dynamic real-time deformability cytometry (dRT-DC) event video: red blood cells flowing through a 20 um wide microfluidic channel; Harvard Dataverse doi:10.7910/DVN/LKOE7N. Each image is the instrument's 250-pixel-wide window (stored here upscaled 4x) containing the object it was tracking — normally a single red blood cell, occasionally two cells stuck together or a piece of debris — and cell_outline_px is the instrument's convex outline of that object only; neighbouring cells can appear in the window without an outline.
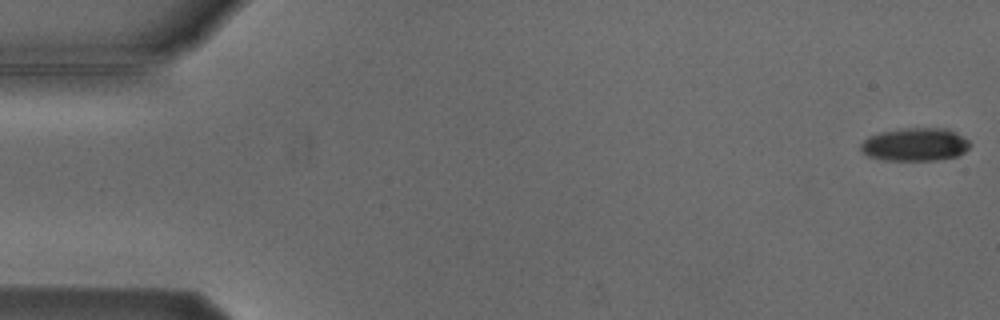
{"species": "Egyptian fruit bat (a non-hibernating species)", "species_latin": "Rousettus aegyptiacus", "temperature_condition": "cold", "stored_images_in_passage": 6, "camera_frame_rate_fps": 3000, "um_per_image_px": 0.085, "animal": {"sex": "male"}, "frame": {"image": 1, "passage_image": 1, "time_ms": 0.0, "image_size_px": [1000, 320], "cell_outline_px": [[972, 144], [964, 152], [956, 156], [936, 160], [884, 160], [868, 156], [860, 148], [860, 144], [868, 136], [880, 132], [904, 128], [948, 128], [956, 132], [968, 140]], "centroid_in_image_um": [77.79, 12.27], "position_along_channel_um": 7.2, "area_um2": 21.1}}
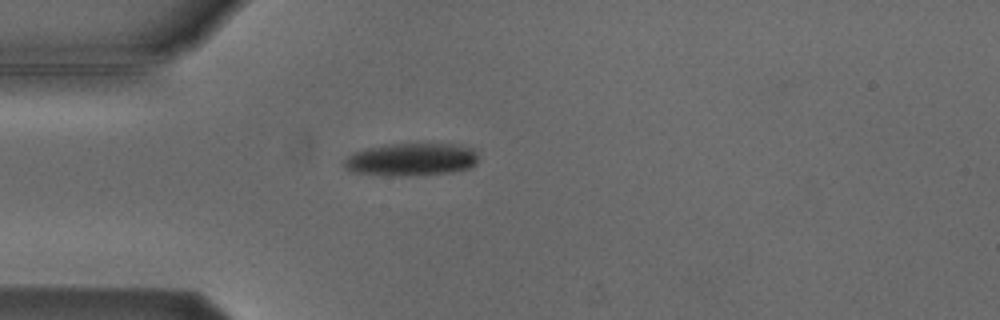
{"frame": {"image": 2, "passage_image": 5, "time_ms": 4.667, "image_size_px": [1000, 320], "cell_outline_px": [[480, 160], [476, 164], [468, 168], [452, 172], [404, 176], [392, 176], [352, 172], [344, 168], [344, 160], [352, 152], [364, 148], [388, 144], [460, 144], [476, 148]], "centroid_in_image_um": [34.99, 13.54], "position_along_channel_um": 50.0, "area_um2": 26.07}}